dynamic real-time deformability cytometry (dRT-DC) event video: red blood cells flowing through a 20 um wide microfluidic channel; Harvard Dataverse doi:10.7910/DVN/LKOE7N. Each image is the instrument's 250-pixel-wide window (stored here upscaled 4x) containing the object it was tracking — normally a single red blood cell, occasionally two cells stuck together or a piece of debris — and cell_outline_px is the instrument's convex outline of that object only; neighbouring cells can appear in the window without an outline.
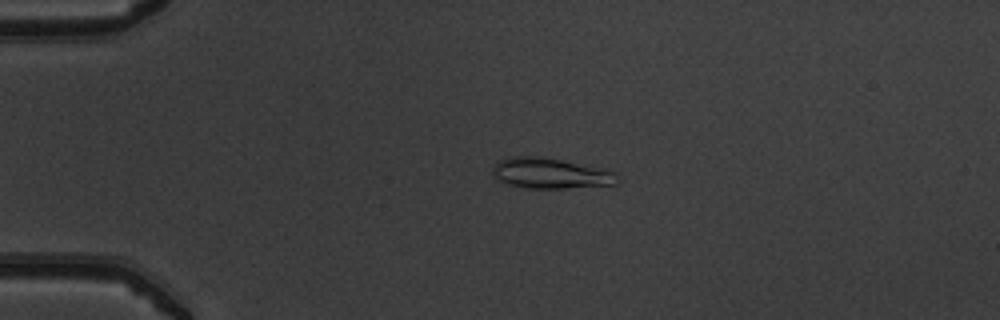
{"species": "common noctule bat (a hibernating species)", "species_latin": "Nyctalus noctula", "temperature_condition": "warm", "stored_images_in_passage": 53, "camera_frame_rate_fps": 3000, "um_per_image_px": 0.085, "animal": {"sex": "male", "body_mass_g": 19.5, "forearm_length_mm": 54.6}, "frame": {"image": 1, "passage_image": 13, "time_ms": 4.0, "image_size_px": [1000, 320], "cell_outline_px": [[616, 184], [564, 188], [528, 188], [508, 184], [496, 180], [492, 172], [492, 168], [500, 160], [508, 156], [540, 156], [600, 168], [612, 172], [616, 176]], "centroid_in_image_um": [46.69, 14.73], "position_along_channel_um": 38.3, "area_um2": 21.85}}
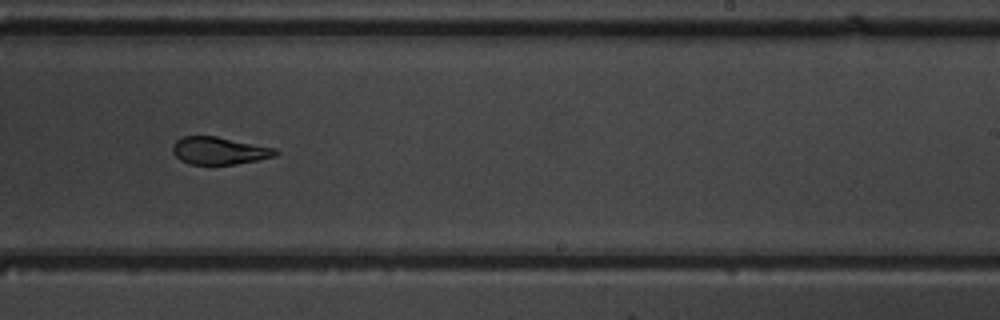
{"frame": {"image": 2, "passage_image": 34, "time_ms": 11.0, "image_size_px": [1000, 320], "cell_outline_px": [[280, 152], [276, 156], [236, 164], [188, 164], [180, 160], [172, 152], [172, 144], [176, 140], [184, 136], [216, 136], [276, 148]], "centroid_in_image_um": [18.63, 12.8], "position_along_channel_um": 270.4, "area_um2": 16.53}}
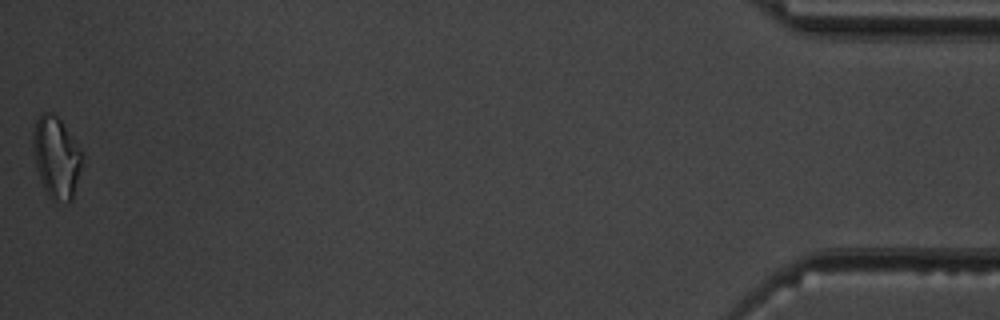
{"frame": {"image": 3, "passage_image": 53, "time_ms": 17.333, "image_size_px": [1000, 320], "cell_outline_px": [[84, 156], [72, 200], [68, 204], [52, 200], [44, 188], [36, 168], [32, 144], [32, 132], [36, 120], [40, 112], [52, 112], [60, 120], [72, 136], [80, 148]], "centroid_in_image_um": [4.78, 13.37], "position_along_channel_um": 430.4, "area_um2": 23.52}, "authors_computed_cell_mechanics": {"area_um2": 18.9006, "velocity_mm_per_s": 3.9083, "shape_relaxation_time_tau1_ms": 6.4877, "shape_relaxation_time_tau2_ms": 2.9209, "deformation_change_tau1": 0.18, "deformation_change_tau2": 0.094}}